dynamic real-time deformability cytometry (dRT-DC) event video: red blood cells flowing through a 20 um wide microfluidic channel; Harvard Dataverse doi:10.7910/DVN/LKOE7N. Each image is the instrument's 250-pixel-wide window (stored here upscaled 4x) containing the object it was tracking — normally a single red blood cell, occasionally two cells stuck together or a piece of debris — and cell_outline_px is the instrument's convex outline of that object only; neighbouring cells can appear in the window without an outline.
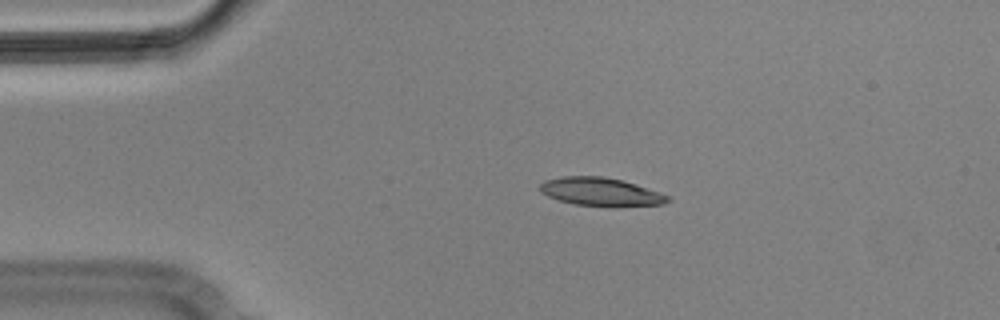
{"species": "Egyptian fruit bat (a non-hibernating species)", "species_latin": "Rousettus aegyptiacus", "temperature_condition": "cold", "stored_images_in_passage": 3, "camera_frame_rate_fps": 3000, "um_per_image_px": 0.085, "animal": {"sex": "male"}, "frame": {"image": 1, "passage_image": 2, "time_ms": 0.333, "image_size_px": [1000, 320], "cell_outline_px": [[672, 200], [664, 204], [576, 204], [560, 200], [548, 196], [540, 192], [540, 184], [544, 180], [560, 176], [604, 176], [636, 184], [660, 192], [668, 196]], "centroid_in_image_um": [51.01, 16.25], "position_along_channel_um": 34.0, "area_um2": 20.17}}